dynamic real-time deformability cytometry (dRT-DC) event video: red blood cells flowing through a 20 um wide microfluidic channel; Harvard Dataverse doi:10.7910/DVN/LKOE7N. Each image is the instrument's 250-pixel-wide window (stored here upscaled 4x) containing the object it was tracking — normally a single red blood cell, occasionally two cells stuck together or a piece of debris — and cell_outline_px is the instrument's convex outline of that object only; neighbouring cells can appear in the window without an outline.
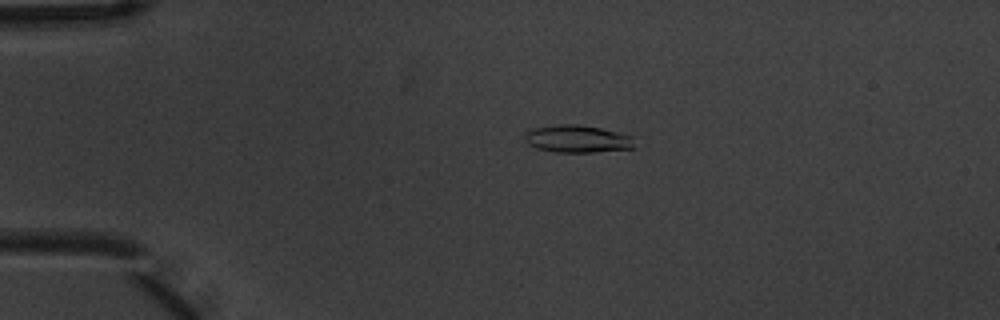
{"species": "common noctule bat (a hibernating species)", "species_latin": "Nyctalus noctula", "temperature_condition": "warm", "stored_images_in_passage": 11, "camera_frame_rate_fps": 3000, "um_per_image_px": 0.085, "animal": {"sex": "male", "body_mass_g": 20.1, "forearm_length_mm": 53.5}, "frame": {"image": 1, "passage_image": 1, "time_ms": 0.0, "image_size_px": [1000, 320], "cell_outline_px": [[636, 148], [596, 152], [556, 152], [536, 148], [528, 144], [524, 140], [524, 132], [532, 128], [560, 124], [576, 124], [600, 128], [632, 136]], "centroid_in_image_um": [49.05, 11.81], "position_along_channel_um": 35.9, "area_um2": 17.69}}
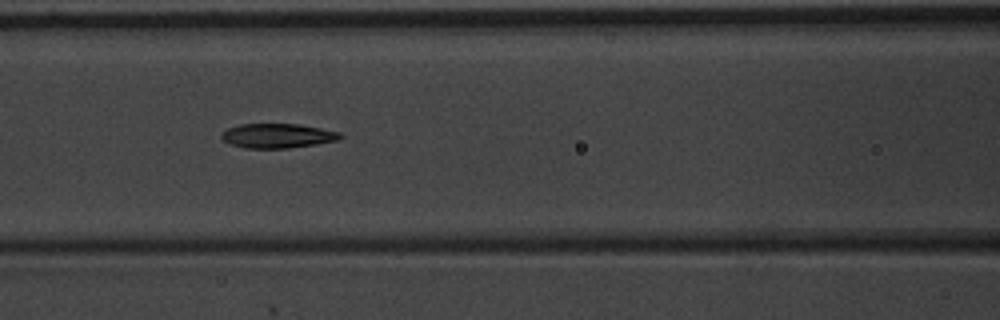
{"frame": {"image": 2, "passage_image": 4, "time_ms": 1.0, "image_size_px": [1000, 320], "cell_outline_px": [[344, 136], [340, 140], [316, 144], [288, 148], [244, 148], [232, 144], [224, 140], [220, 136], [220, 132], [228, 128], [240, 124], [300, 124], [340, 132]], "centroid_in_image_um": [23.61, 11.54], "position_along_channel_um": 143.0, "area_um2": 16.99}}
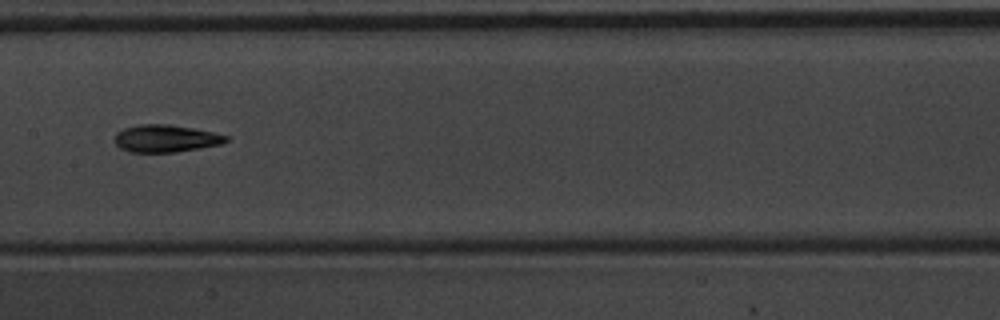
{"frame": {"image": 3, "passage_image": 5, "time_ms": 1.333, "image_size_px": [1000, 320], "cell_outline_px": [[228, 140], [220, 144], [200, 148], [176, 152], [128, 152], [120, 148], [112, 140], [116, 132], [124, 128], [140, 124], [168, 124], [192, 128], [212, 132], [228, 136]], "centroid_in_image_um": [14.02, 11.77], "position_along_channel_um": 193.4, "area_um2": 17.8}}